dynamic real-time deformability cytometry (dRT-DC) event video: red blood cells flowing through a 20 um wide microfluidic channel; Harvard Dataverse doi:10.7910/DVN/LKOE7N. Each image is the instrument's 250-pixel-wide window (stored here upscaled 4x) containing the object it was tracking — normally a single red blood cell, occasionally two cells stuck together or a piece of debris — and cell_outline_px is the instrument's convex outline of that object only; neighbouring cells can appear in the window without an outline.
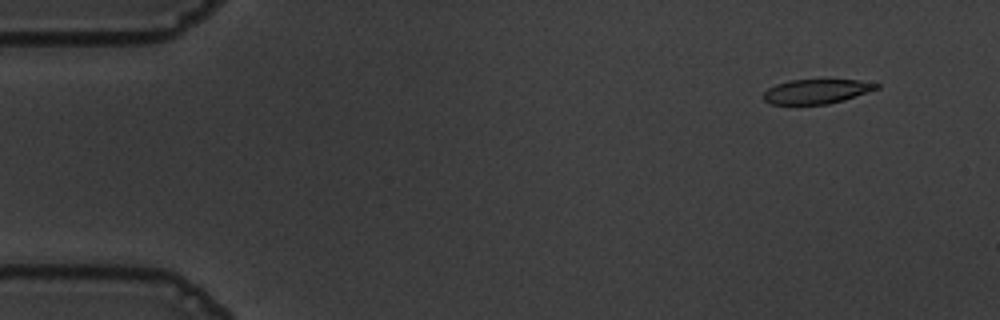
{"species": "common noctule bat (a hibernating species)", "species_latin": "Nyctalus noctula", "temperature_condition": "warm", "stored_images_in_passage": 52, "camera_frame_rate_fps": 3000, "um_per_image_px": 0.085, "animal": {"sex": "male", "body_mass_g": 19.5, "forearm_length_mm": 54.6}, "frame": {"image": 1, "passage_image": 1, "time_ms": 0.0, "image_size_px": [1000, 320], "cell_outline_px": [[880, 88], [844, 100], [828, 104], [772, 104], [764, 100], [764, 92], [768, 88], [776, 84], [788, 80], [860, 80], [880, 84]], "centroid_in_image_um": [69.42, 7.77], "position_along_channel_um": 15.6, "area_um2": 16.07}}
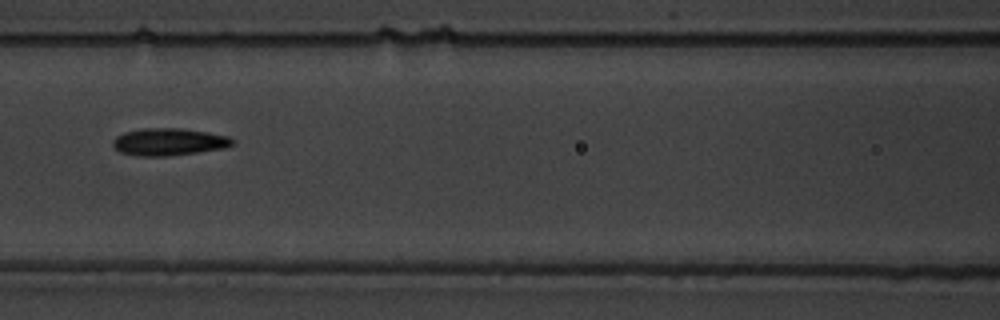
{"frame": {"image": 2, "passage_image": 21, "time_ms": 6.667, "image_size_px": [1000, 320], "cell_outline_px": [[236, 140], [228, 148], [168, 156], [136, 156], [120, 152], [112, 148], [112, 140], [116, 136], [124, 132], [140, 128], [180, 128], [208, 132], [228, 136]], "centroid_in_image_um": [14.33, 12.06], "position_along_channel_um": 152.3, "area_um2": 19.36}}
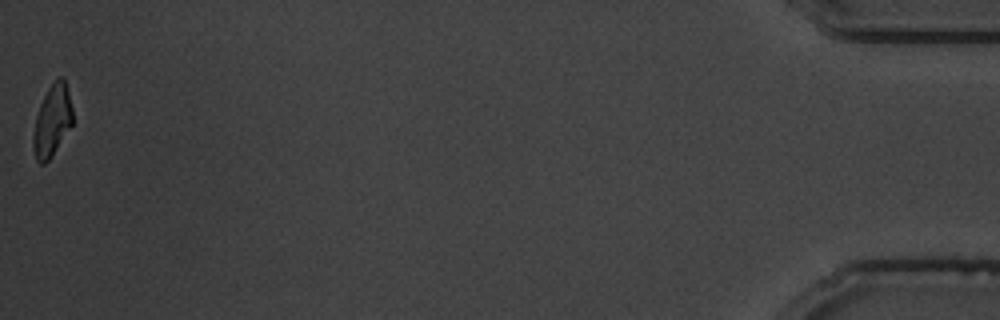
{"frame": {"image": 3, "passage_image": 52, "time_ms": 17.0, "image_size_px": [1000, 320], "cell_outline_px": [[72, 124], [48, 160], [44, 164], [40, 164], [36, 160], [32, 144], [32, 136], [36, 116], [40, 104], [48, 88], [60, 76], [64, 80], [68, 92], [72, 108]], "centroid_in_image_um": [4.4, 10.27], "position_along_channel_um": 430.8, "area_um2": 16.01}, "authors_computed_cell_mechanics": {"area_um2": 18.3804, "velocity_mm_per_s": 3.6319, "shape_relaxation_time_tau1_ms": 4.8053, "shape_relaxation_time_tau2_ms": 2.7107, "deformation_change_tau1": 0.1651, "deformation_change_tau2": 0.0984}}